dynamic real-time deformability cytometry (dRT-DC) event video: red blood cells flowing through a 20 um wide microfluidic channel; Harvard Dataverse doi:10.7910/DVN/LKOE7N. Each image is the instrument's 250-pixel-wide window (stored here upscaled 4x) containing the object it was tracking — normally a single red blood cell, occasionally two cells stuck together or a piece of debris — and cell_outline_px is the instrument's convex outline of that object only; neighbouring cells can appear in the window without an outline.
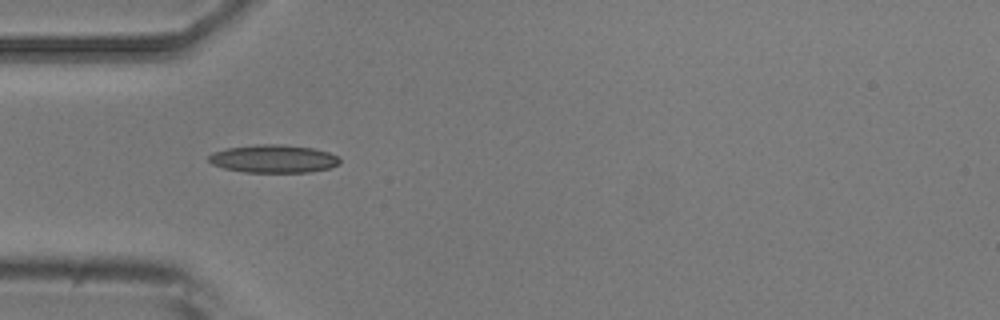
{"species": "common noctule bat (a hibernating species)", "species_latin": "Nyctalus noctula", "temperature_condition": "room temperature", "stored_images_in_passage": 10, "camera_frame_rate_fps": 3000, "um_per_image_px": 0.085, "animal": {"sex": "male", "body_mass_g": 20.5, "forearm_length_mm": 52.5}, "frame": {"image": 1, "passage_image": 4, "time_ms": 4.667, "image_size_px": [1000, 320], "cell_outline_px": [[340, 164], [328, 168], [308, 172], [244, 172], [224, 168], [212, 164], [208, 160], [208, 156], [212, 152], [228, 148], [260, 144], [280, 144], [312, 148], [328, 152], [336, 156], [340, 160]], "centroid_in_image_um": [23.22, 13.49], "position_along_channel_um": 61.8, "area_um2": 21.21}}
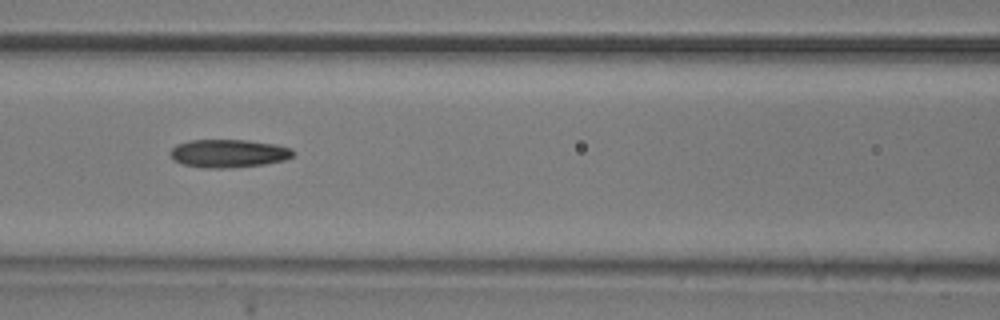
{"frame": {"image": 2, "passage_image": 6, "time_ms": 7.0, "image_size_px": [1000, 320], "cell_outline_px": [[296, 152], [292, 156], [284, 160], [264, 164], [228, 168], [204, 168], [184, 164], [172, 160], [168, 152], [176, 144], [192, 140], [248, 140], [276, 144], [292, 148]], "centroid_in_image_um": [19.42, 13.03], "position_along_channel_um": 147.2, "area_um2": 20.29}}
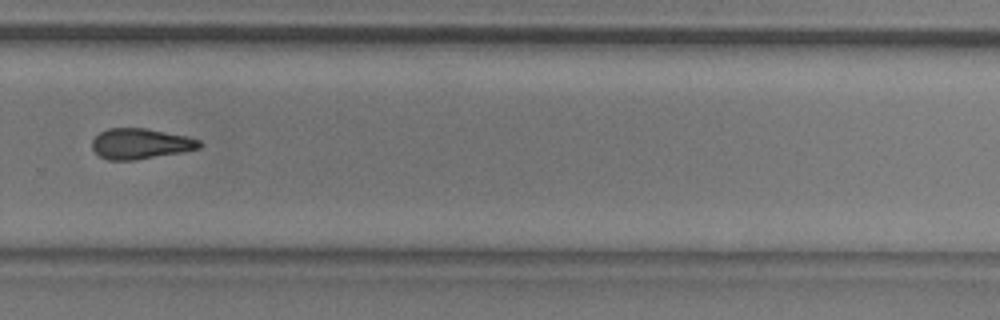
{"frame": {"image": 3, "passage_image": 10, "time_ms": 11.667, "image_size_px": [1000, 320], "cell_outline_px": [[204, 144], [200, 148], [184, 152], [136, 160], [108, 160], [100, 156], [92, 148], [92, 140], [100, 132], [108, 128], [144, 128], [188, 136], [200, 140]], "centroid_in_image_um": [11.98, 12.22], "position_along_channel_um": 317.8, "area_um2": 19.25}}